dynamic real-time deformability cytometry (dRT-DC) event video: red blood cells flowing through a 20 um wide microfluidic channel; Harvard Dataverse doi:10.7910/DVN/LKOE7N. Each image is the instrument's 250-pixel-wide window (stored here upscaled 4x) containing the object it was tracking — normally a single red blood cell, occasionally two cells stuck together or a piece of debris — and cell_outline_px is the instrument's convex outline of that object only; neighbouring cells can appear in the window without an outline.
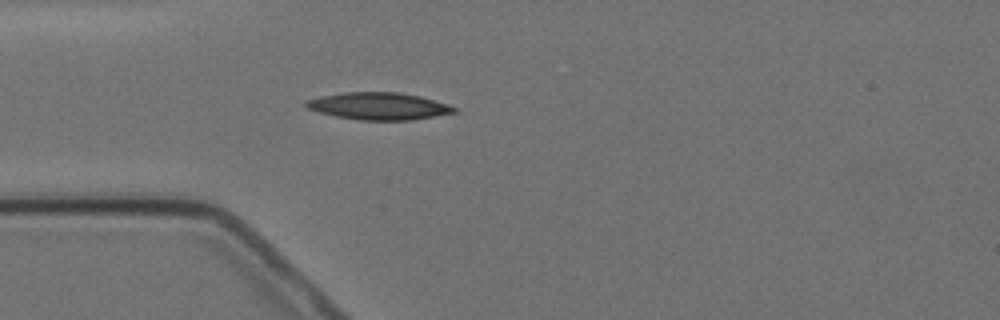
{"species": "Egyptian fruit bat (a non-hibernating species)", "species_latin": "Rousettus aegyptiacus", "temperature_condition": "cold", "stored_images_in_passage": 3, "camera_frame_rate_fps": 3000, "um_per_image_px": 0.085, "animal": {"sex": "female"}, "frame": {"image": 1, "passage_image": 3, "time_ms": 2.333, "image_size_px": [1000, 320], "cell_outline_px": [[456, 112], [412, 120], [360, 120], [336, 116], [320, 112], [308, 108], [304, 104], [304, 100], [320, 96], [344, 92], [396, 92], [420, 96], [448, 104], [456, 108]], "centroid_in_image_um": [32.17, 9.01], "position_along_channel_um": 52.8, "area_um2": 23.35}}